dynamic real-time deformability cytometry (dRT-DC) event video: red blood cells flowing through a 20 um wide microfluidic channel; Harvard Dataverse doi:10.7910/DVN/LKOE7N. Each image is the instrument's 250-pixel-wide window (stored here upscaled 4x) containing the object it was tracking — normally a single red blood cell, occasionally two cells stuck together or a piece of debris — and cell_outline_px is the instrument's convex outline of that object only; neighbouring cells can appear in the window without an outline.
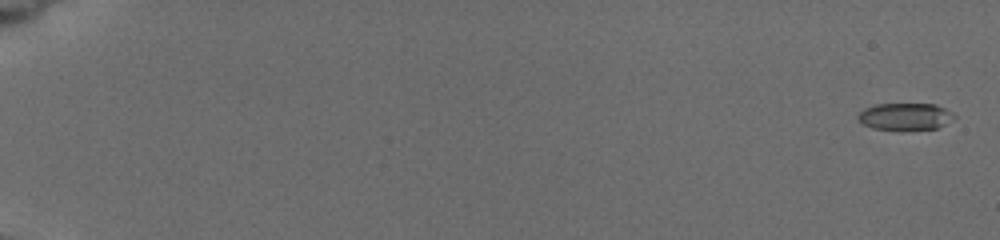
{"species": "common noctule bat (a hibernating species)", "species_latin": "Nyctalus noctula", "temperature_condition": "cold", "stored_images_in_passage": 8, "camera_frame_rate_fps": 3000, "um_per_image_px": 0.085, "animal": {"sex": "female", "body_mass_g": 19.5, "forearm_length_mm": 54.1}, "frame": {"image": 1, "passage_image": 1, "time_ms": 0.0, "image_size_px": [1000, 240], "cell_outline_px": [[956, 116], [944, 124], [936, 128], [872, 128], [864, 124], [856, 116], [864, 108], [876, 104], [936, 104], [952, 112]], "centroid_in_image_um": [76.93, 9.86], "position_along_channel_um": 8.1, "area_um2": 14.57}}
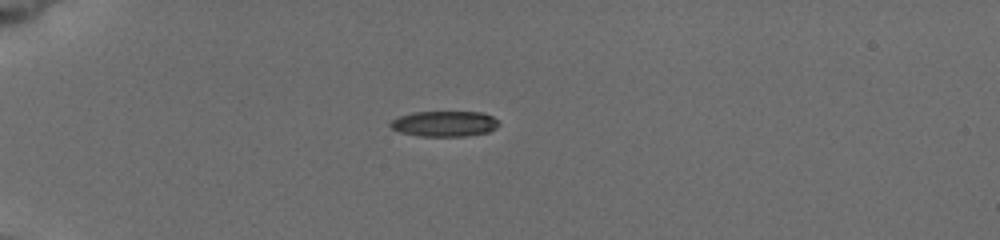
{"frame": {"image": 2, "passage_image": 6, "time_ms": 5.333, "image_size_px": [1000, 240], "cell_outline_px": [[500, 124], [496, 128], [488, 132], [464, 136], [420, 136], [400, 132], [392, 128], [388, 124], [392, 120], [400, 116], [412, 112], [484, 112], [492, 116]], "centroid_in_image_um": [37.78, 10.51], "position_along_channel_um": 47.2, "area_um2": 16.13}}
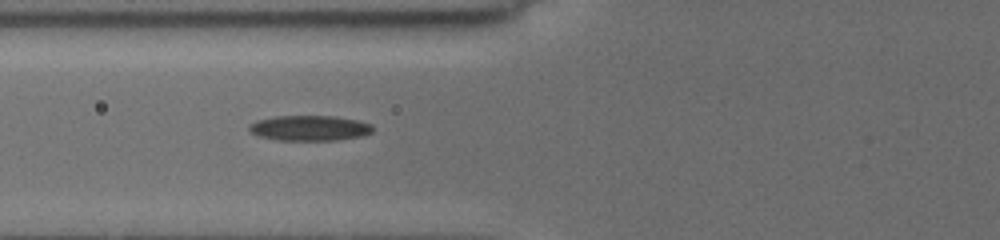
{"frame": {"image": 3, "passage_image": 8, "time_ms": 7.667, "image_size_px": [1000, 240], "cell_outline_px": [[372, 132], [364, 136], [336, 140], [276, 140], [260, 136], [252, 132], [248, 128], [248, 124], [256, 120], [276, 116], [332, 116], [356, 120], [372, 124]], "centroid_in_image_um": [26.31, 10.89], "position_along_channel_um": 99.5, "area_um2": 18.21}}